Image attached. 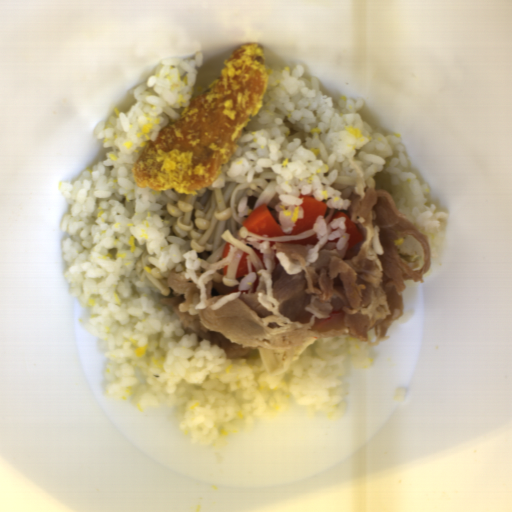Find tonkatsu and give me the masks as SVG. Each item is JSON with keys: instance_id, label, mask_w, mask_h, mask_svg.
Segmentation results:
<instances>
[{"instance_id": "d4beea91", "label": "tonkatsu", "mask_w": 512, "mask_h": 512, "mask_svg": "<svg viewBox=\"0 0 512 512\" xmlns=\"http://www.w3.org/2000/svg\"><path fill=\"white\" fill-rule=\"evenodd\" d=\"M265 52L247 43L225 61L218 77L147 140L133 170L135 186L195 193L212 185L237 152L248 123L263 108Z\"/></svg>"}]
</instances>
